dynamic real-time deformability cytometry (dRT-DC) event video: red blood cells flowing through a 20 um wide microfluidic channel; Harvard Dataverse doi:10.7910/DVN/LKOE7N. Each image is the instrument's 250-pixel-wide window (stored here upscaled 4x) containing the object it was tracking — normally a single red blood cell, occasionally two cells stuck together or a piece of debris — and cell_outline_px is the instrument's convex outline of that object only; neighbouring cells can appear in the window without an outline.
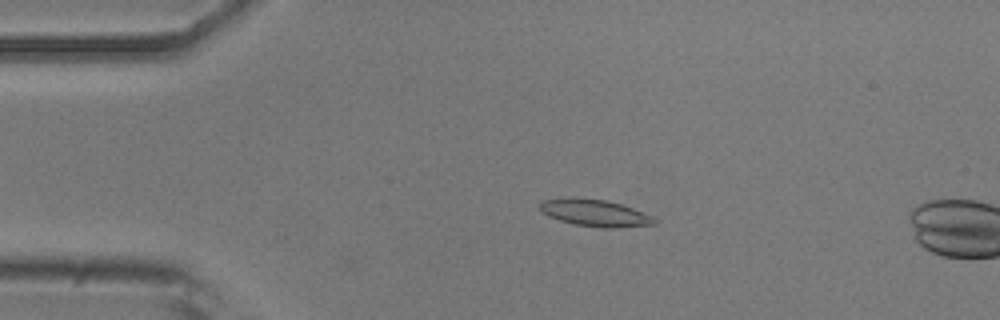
{"species": "common noctule bat (a hibernating species)", "species_latin": "Nyctalus noctula", "temperature_condition": "room temperature", "stored_images_in_passage": 13, "camera_frame_rate_fps": 3000, "um_per_image_px": 0.085, "animal": {"sex": "male", "body_mass_g": 20.5, "forearm_length_mm": 52.5}, "frame": {"image": 1, "passage_image": 11, "time_ms": 3.333, "image_size_px": [1000, 320], "cell_outline_px": [[656, 224], [616, 228], [604, 228], [576, 224], [560, 220], [548, 216], [540, 212], [540, 200], [608, 200], [632, 208], [652, 216], [656, 220]], "centroid_in_image_um": [50.62, 18.14], "position_along_channel_um": 34.4, "area_um2": 17.17}}